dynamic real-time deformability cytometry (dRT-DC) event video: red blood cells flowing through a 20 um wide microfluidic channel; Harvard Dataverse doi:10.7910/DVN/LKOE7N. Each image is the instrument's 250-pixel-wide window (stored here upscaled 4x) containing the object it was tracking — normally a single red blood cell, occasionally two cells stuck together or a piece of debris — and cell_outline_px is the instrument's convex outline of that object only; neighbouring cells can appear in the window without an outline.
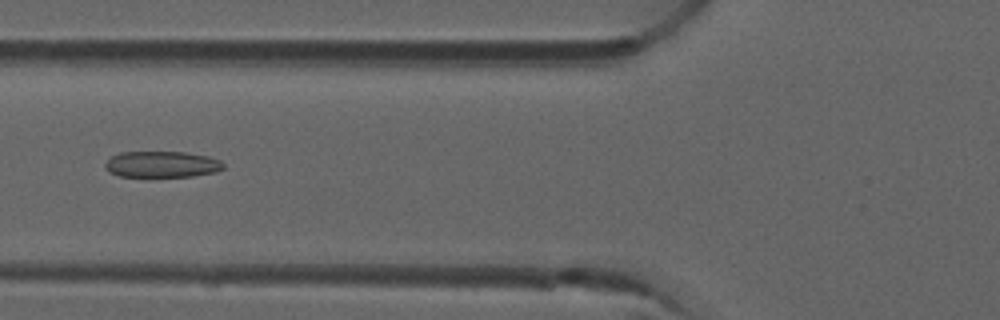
{"species": "common noctule bat (a hibernating species)", "species_latin": "Nyctalus noctula", "temperature_condition": "room temperature", "stored_images_in_passage": 43, "camera_frame_rate_fps": 3000, "um_per_image_px": 0.085, "animal": {"sex": "male", "forearm_length_mm": 52.5}, "frame": {"image": 1, "passage_image": 11, "time_ms": 3.333, "image_size_px": [1000, 320], "cell_outline_px": [[224, 168], [216, 172], [192, 176], [120, 176], [108, 172], [104, 168], [104, 164], [112, 156], [120, 152], [184, 152], [208, 156], [220, 160], [224, 164]], "centroid_in_image_um": [13.75, 13.96], "position_along_channel_um": 112.0, "area_um2": 18.03}}
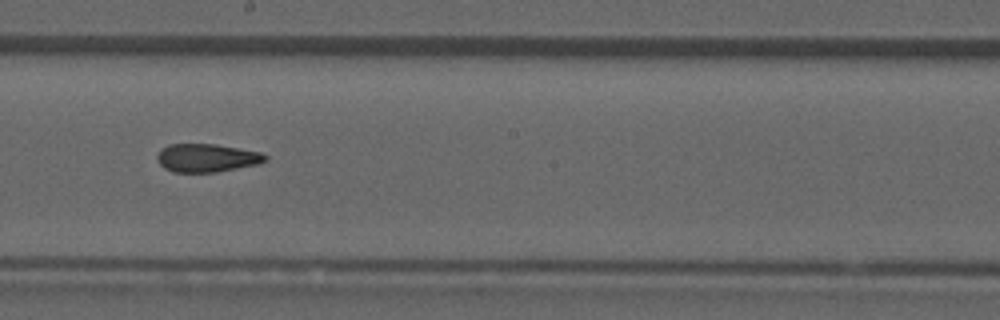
{"frame": {"image": 2, "passage_image": 20, "time_ms": 6.333, "image_size_px": [1000, 320], "cell_outline_px": [[268, 160], [260, 164], [216, 172], [172, 172], [164, 168], [156, 160], [156, 156], [160, 148], [168, 144], [216, 144], [260, 152], [268, 156]], "centroid_in_image_um": [17.56, 13.42], "position_along_channel_um": 230.6, "area_um2": 18.03}}
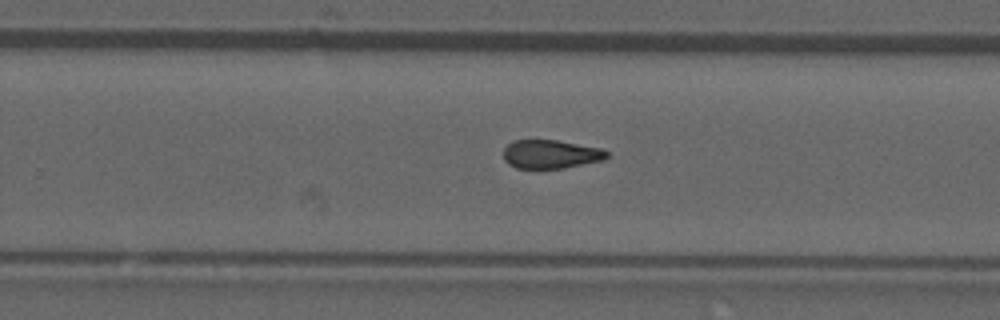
{"frame": {"image": 3, "passage_image": 24, "time_ms": 7.667, "image_size_px": [1000, 320], "cell_outline_px": [[608, 156], [604, 160], [564, 168], [516, 168], [508, 164], [504, 160], [504, 148], [512, 140], [556, 140], [600, 148], [608, 152]], "centroid_in_image_um": [46.79, 13.11], "position_along_channel_um": 283.0, "area_um2": 17.22}, "authors_computed_cell_mechanics": {"area_um2": 18.1492, "velocity_mm_per_s": 3.948, "shape_relaxation_time_tau1_ms": null, "shape_relaxation_time_tau2_ms": 1.3013, "deformation_change_tau1": null, "deformation_change_tau2": 0.0807}}